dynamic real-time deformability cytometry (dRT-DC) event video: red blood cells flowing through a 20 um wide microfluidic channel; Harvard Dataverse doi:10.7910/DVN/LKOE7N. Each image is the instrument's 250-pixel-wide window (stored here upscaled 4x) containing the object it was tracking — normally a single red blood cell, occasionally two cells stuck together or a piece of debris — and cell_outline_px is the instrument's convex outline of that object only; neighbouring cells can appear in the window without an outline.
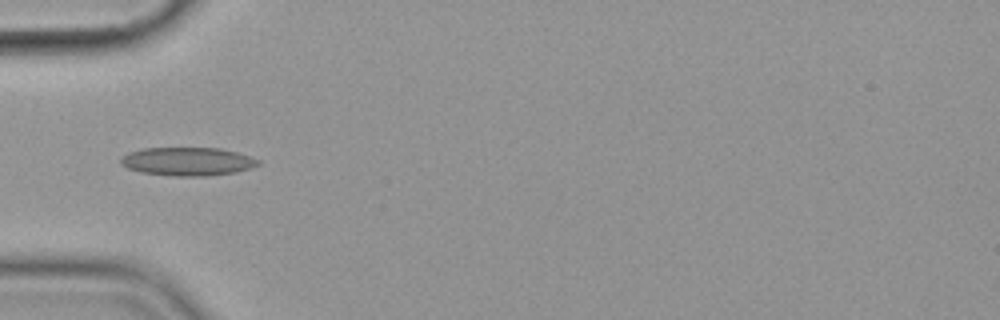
{"species": "common noctule bat (a hibernating species)", "species_latin": "Nyctalus noctula", "temperature_condition": "cold", "stored_images_in_passage": 13, "camera_frame_rate_fps": 3000, "um_per_image_px": 0.085, "animal": {"sex": "female", "body_mass_g": 19.9}, "frame": {"image": 1, "passage_image": 3, "time_ms": 3.333, "image_size_px": [1000, 320], "cell_outline_px": [[260, 164], [236, 172], [204, 176], [176, 176], [140, 172], [128, 168], [120, 164], [120, 156], [128, 152], [144, 148], [220, 148], [236, 152], [260, 160]], "centroid_in_image_um": [15.89, 13.72], "position_along_channel_um": 69.1, "area_um2": 22.66}}
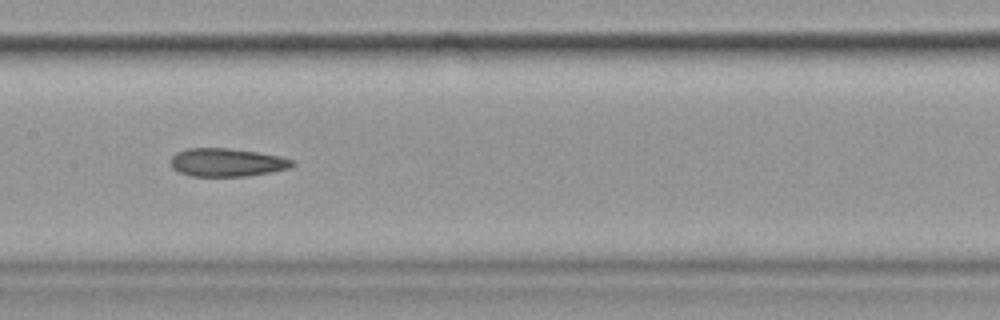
{"frame": {"image": 2, "passage_image": 6, "time_ms": 6.667, "image_size_px": [1000, 320], "cell_outline_px": [[296, 164], [288, 168], [272, 172], [248, 176], [192, 176], [180, 172], [172, 168], [172, 156], [176, 152], [188, 148], [228, 148], [256, 152], [280, 156], [296, 160]], "centroid_in_image_um": [19.33, 13.8], "position_along_channel_um": 188.1, "area_um2": 20.0}}
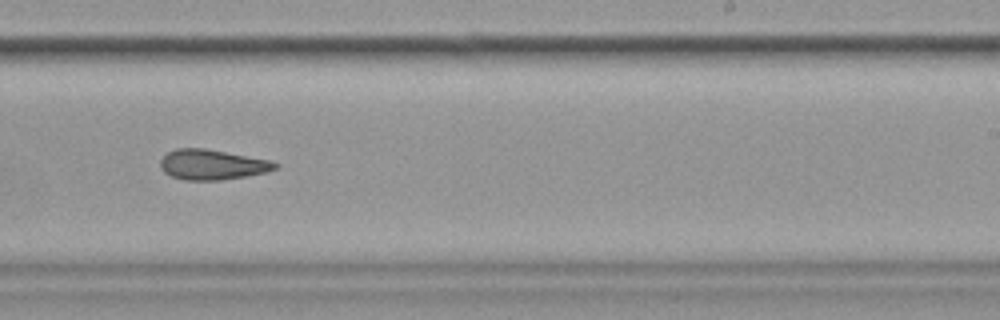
{"frame": {"image": 3, "passage_image": 8, "time_ms": 9.0, "image_size_px": [1000, 320], "cell_outline_px": [[280, 164], [276, 168], [268, 172], [220, 180], [184, 180], [172, 176], [164, 172], [160, 168], [160, 160], [168, 152], [176, 148], [204, 148], [272, 160]], "centroid_in_image_um": [18.05, 13.99], "position_along_channel_um": 271.0, "area_um2": 20.23}, "authors_computed_cell_mechanics": {"area_um2": 20.6924, "velocity_mm_per_s": 3.5751, "shape_relaxation_time_tau1_ms": null, "shape_relaxation_time_tau2_ms": 2.6802, "deformation_change_tau1": null, "deformation_change_tau2": 0.0926}}